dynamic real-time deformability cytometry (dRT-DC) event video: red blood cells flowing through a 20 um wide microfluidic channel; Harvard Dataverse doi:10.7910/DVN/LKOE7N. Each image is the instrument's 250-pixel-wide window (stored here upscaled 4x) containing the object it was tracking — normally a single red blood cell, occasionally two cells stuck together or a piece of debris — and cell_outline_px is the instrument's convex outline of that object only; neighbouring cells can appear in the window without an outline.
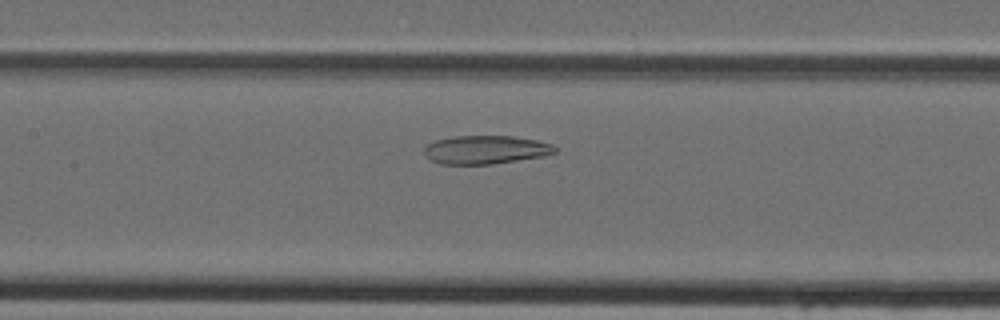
{"species": "Egyptian fruit bat (a non-hibernating species)", "species_latin": "Rousettus aegyptiacus", "temperature_condition": "cold", "stored_images_in_passage": 42, "camera_frame_rate_fps": 3000, "um_per_image_px": 0.085, "animal": {"sex": "female"}, "frame": {"image": 1, "passage_image": 18, "time_ms": 5.667, "image_size_px": [1000, 320], "cell_outline_px": [[556, 152], [544, 156], [492, 164], [440, 164], [428, 160], [424, 156], [424, 148], [428, 144], [436, 140], [456, 136], [512, 136], [536, 140], [552, 144], [556, 148]], "centroid_in_image_um": [41.24, 12.73], "position_along_channel_um": 166.2, "area_um2": 21.73}}
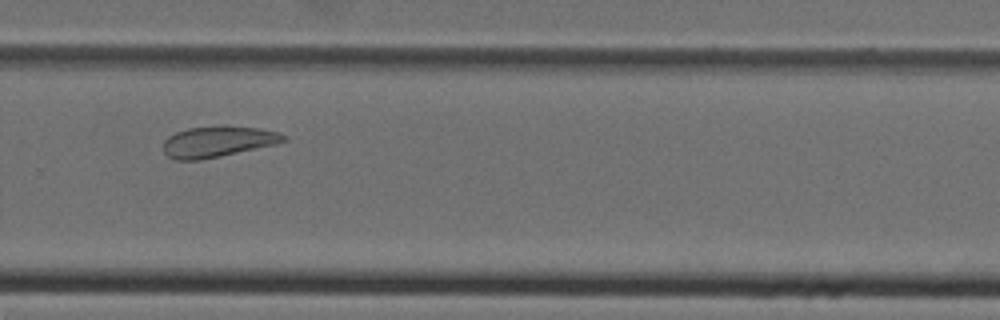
{"frame": {"image": 2, "passage_image": 28, "time_ms": 9.0, "image_size_px": [1000, 320], "cell_outline_px": [[288, 140], [276, 144], [220, 156], [200, 160], [176, 160], [168, 156], [164, 152], [164, 140], [168, 136], [176, 132], [188, 128], [220, 124], [224, 124], [256, 128], [280, 132]], "centroid_in_image_um": [18.5, 12.01], "position_along_channel_um": 311.3, "area_um2": 21.91}}
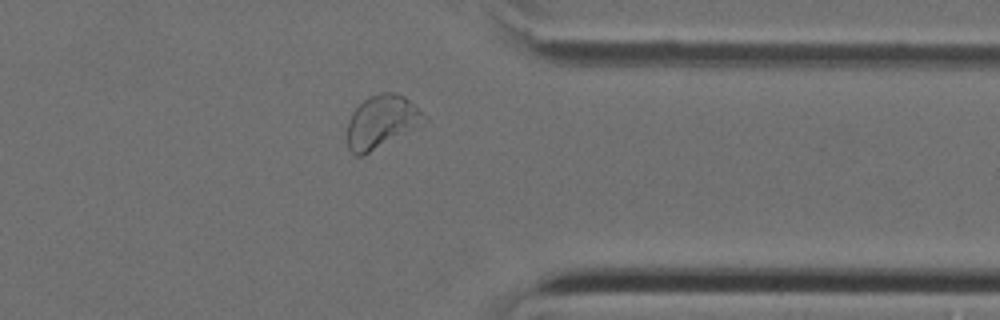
{"frame": {"image": 3, "passage_image": 33, "time_ms": 10.667, "image_size_px": [1000, 320], "cell_outline_px": [[428, 120], [424, 124], [360, 156], [356, 156], [348, 148], [348, 120], [352, 112], [364, 100], [380, 92], [396, 92], [404, 96], [428, 116]], "centroid_in_image_um": [32.47, 10.32], "position_along_channel_um": 378.9, "area_um2": 23.47}}